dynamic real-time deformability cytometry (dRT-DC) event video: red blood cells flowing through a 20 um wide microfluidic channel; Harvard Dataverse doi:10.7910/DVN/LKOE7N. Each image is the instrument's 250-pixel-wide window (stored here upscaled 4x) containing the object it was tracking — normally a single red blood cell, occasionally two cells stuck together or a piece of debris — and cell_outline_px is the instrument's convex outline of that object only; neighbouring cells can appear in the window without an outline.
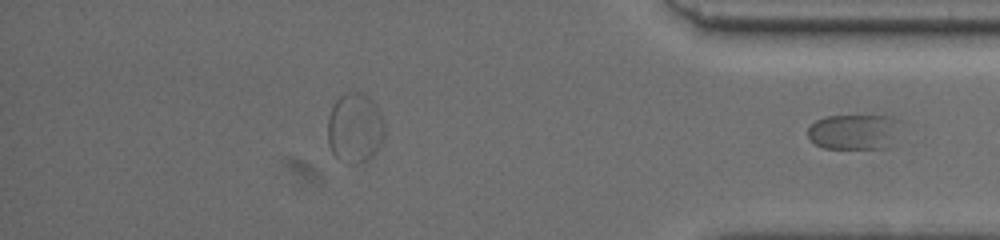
{"species": "common noctule bat (a hibernating species)", "species_latin": "Nyctalus noctula", "temperature_condition": "warm", "stored_images_in_passage": 51, "segment_of_instrument_passage": [2, 2], "camera_frame_rate_fps": 3000, "um_per_image_px": 0.085, "animal": {"sex": "female", "body_mass_g": 19.5, "forearm_length_mm": 54.1}, "frame": {"image": 1, "passage_image": 51, "time_ms": 16.667, "image_size_px": [1000, 240], "cell_outline_px": [[904, 120], [888, 148], [824, 148], [816, 144], [808, 136], [808, 128], [816, 120], [828, 116], [892, 116]], "centroid_in_image_um": [72.65, 11.19], "position_along_channel_um": 362.5, "area_um2": 19.19}}